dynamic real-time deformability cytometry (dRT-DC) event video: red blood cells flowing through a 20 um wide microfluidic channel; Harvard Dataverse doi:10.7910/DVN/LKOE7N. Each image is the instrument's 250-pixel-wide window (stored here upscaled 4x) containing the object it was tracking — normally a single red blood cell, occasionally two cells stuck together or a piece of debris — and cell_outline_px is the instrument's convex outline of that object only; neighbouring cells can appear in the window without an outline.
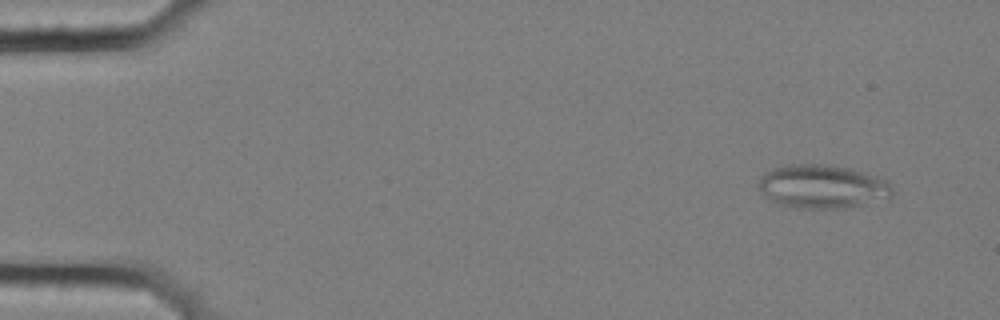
{"species": "common noctule bat (a hibernating species)", "species_latin": "Nyctalus noctula", "temperature_condition": "cold", "stored_images_in_passage": 6, "camera_frame_rate_fps": 3000, "um_per_image_px": 0.085, "animal": {"sex": "female", "body_mass_g": 25.1}, "frame": {"image": 1, "passage_image": 1, "time_ms": 0.0, "image_size_px": [1000, 320], "cell_outline_px": [[892, 192], [888, 200], [844, 208], [796, 208], [780, 204], [764, 196], [760, 192], [756, 184], [760, 176], [772, 168], [788, 164], [824, 164], [848, 168], [876, 176], [888, 180], [892, 184]], "centroid_in_image_um": [69.9, 15.86], "position_along_channel_um": 15.1, "area_um2": 34.39}}